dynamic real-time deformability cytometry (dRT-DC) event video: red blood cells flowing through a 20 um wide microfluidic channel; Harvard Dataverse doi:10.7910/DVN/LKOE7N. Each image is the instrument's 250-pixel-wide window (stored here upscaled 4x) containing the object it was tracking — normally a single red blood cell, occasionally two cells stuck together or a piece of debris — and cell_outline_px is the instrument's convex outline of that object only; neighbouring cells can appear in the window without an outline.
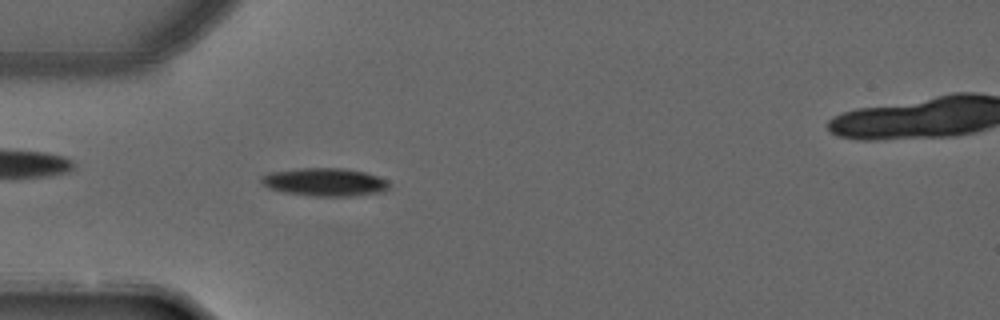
{"species": "common noctule bat (a hibernating species)", "species_latin": "Nyctalus noctula", "temperature_condition": "warm", "stored_images_in_passage": 6, "camera_frame_rate_fps": 3000, "um_per_image_px": 0.085, "animal": {"sex": "male", "forearm_length_mm": 52.5}, "frame": {"image": 1, "passage_image": 5, "time_ms": 1.333, "image_size_px": [1000, 320], "cell_outline_px": [[388, 188], [384, 192], [348, 196], [316, 196], [284, 192], [268, 188], [260, 184], [260, 176], [268, 172], [304, 168], [344, 168], [364, 172], [388, 180]], "centroid_in_image_um": [27.56, 15.47], "position_along_channel_um": 57.4, "area_um2": 20.92}}